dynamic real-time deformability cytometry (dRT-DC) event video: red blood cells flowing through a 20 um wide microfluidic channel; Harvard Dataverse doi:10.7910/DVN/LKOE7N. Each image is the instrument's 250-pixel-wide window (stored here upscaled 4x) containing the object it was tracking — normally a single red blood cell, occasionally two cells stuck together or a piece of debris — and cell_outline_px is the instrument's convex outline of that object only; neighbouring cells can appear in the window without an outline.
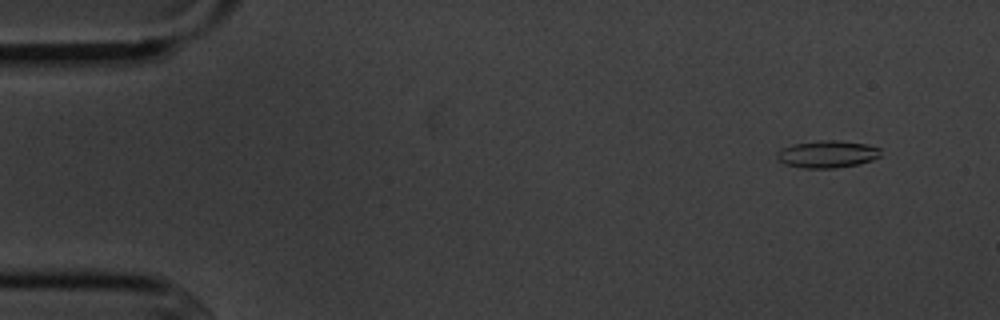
{"species": "common noctule bat (a hibernating species)", "species_latin": "Nyctalus noctula", "temperature_condition": "cold", "stored_images_in_passage": 5, "camera_frame_rate_fps": 3000, "um_per_image_px": 0.085, "animal": {"sex": "male", "body_mass_g": 20.1, "forearm_length_mm": 53.5}, "frame": {"image": 1, "passage_image": 2, "time_ms": 1.0, "image_size_px": [1000, 320], "cell_outline_px": [[880, 156], [872, 160], [856, 164], [836, 168], [800, 168], [784, 164], [776, 156], [776, 152], [780, 148], [792, 144], [820, 140], [840, 140], [864, 144], [880, 148]], "centroid_in_image_um": [70.27, 13.1], "position_along_channel_um": 14.7, "area_um2": 16.53}}